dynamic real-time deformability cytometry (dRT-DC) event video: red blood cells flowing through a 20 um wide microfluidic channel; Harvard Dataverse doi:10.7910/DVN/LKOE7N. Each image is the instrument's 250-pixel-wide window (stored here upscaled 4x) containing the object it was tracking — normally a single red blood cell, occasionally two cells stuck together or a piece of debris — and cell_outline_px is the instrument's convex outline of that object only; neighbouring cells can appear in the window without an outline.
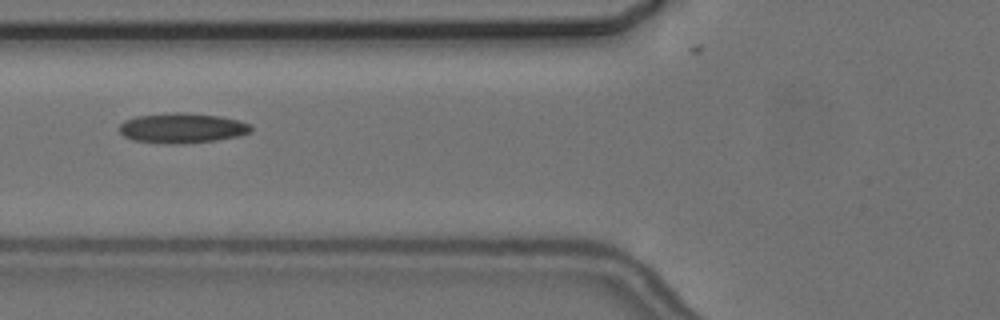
{"species": "common noctule bat (a hibernating species)", "species_latin": "Nyctalus noctula", "temperature_condition": "cold", "stored_images_in_passage": 6, "camera_frame_rate_fps": 3000, "um_per_image_px": 0.085, "animal": {"sex": "female", "body_mass_g": 24.6, "forearm_length_mm": 56.2}, "frame": {"image": 1, "passage_image": 3, "time_ms": 2.333, "image_size_px": [1000, 320], "cell_outline_px": [[252, 132], [240, 136], [216, 140], [184, 144], [168, 144], [132, 140], [124, 136], [120, 132], [120, 124], [124, 120], [136, 116], [172, 112], [180, 112], [220, 116], [236, 120], [248, 124], [252, 128]], "centroid_in_image_um": [15.46, 10.89], "position_along_channel_um": 110.3, "area_um2": 23.12}}
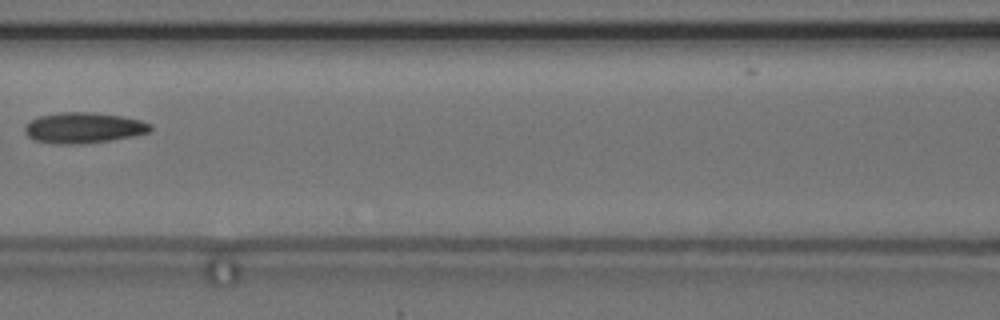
{"frame": {"image": 2, "passage_image": 4, "time_ms": 3.667, "image_size_px": [1000, 320], "cell_outline_px": [[152, 128], [148, 132], [132, 136], [112, 140], [84, 144], [52, 144], [32, 140], [24, 132], [24, 128], [32, 120], [40, 116], [60, 112], [92, 112], [120, 116], [140, 120], [152, 124]], "centroid_in_image_um": [7.08, 10.88], "position_along_channel_um": 159.5, "area_um2": 22.54}}
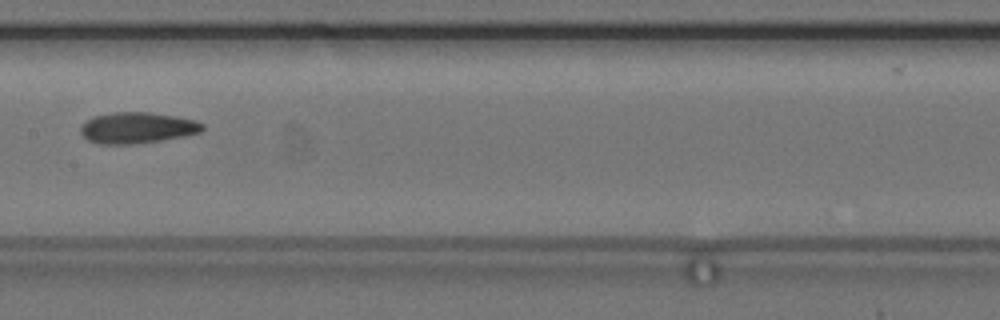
{"frame": {"image": 3, "passage_image": 5, "time_ms": 4.667, "image_size_px": [1000, 320], "cell_outline_px": [[204, 128], [200, 132], [184, 136], [136, 144], [100, 144], [88, 140], [80, 132], [80, 128], [92, 116], [112, 112], [148, 112], [176, 116], [196, 120], [204, 124]], "centroid_in_image_um": [11.67, 10.86], "position_along_channel_um": 195.7, "area_um2": 22.08}}